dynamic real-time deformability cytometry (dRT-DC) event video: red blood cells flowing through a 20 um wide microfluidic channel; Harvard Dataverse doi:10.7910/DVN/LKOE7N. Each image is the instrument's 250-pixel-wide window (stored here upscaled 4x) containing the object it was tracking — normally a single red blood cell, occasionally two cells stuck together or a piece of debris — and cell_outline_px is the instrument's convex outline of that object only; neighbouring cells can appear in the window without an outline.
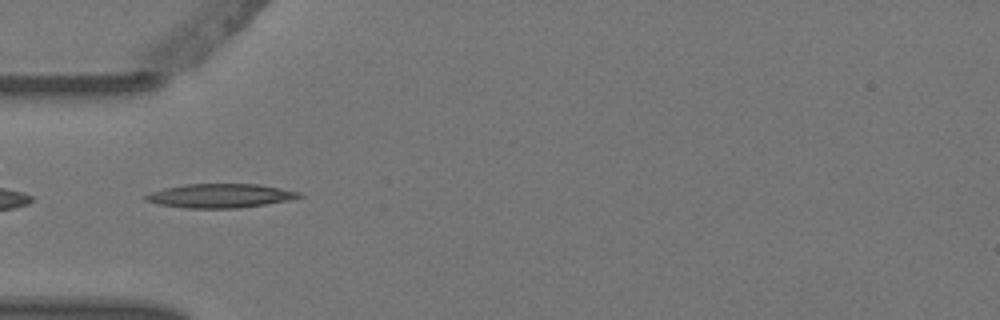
{"species": "Egyptian fruit bat (a non-hibernating species)", "species_latin": "Rousettus aegyptiacus", "temperature_condition": "warm", "stored_images_in_passage": 5, "camera_frame_rate_fps": 3000, "um_per_image_px": 0.085, "animal": {"sex": "female"}, "frame": {"image": 1, "passage_image": 1, "time_ms": 0.0, "image_size_px": [1000, 320], "cell_outline_px": [[304, 196], [288, 200], [264, 204], [236, 208], [188, 208], [160, 204], [144, 200], [144, 196], [152, 192], [164, 188], [184, 184], [260, 184], [300, 192]], "centroid_in_image_um": [18.72, 16.63], "position_along_channel_um": 66.3, "area_um2": 21.21}}
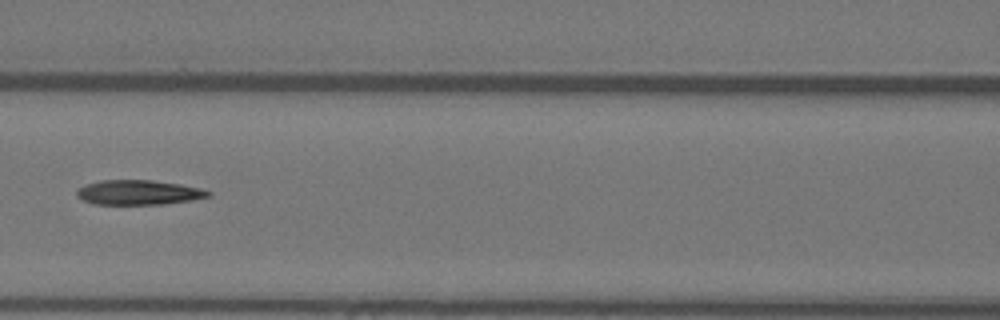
{"frame": {"image": 2, "passage_image": 3, "time_ms": 0.667, "image_size_px": [1000, 320], "cell_outline_px": [[212, 196], [192, 200], [164, 204], [96, 204], [84, 200], [76, 196], [76, 192], [84, 184], [100, 180], [152, 180], [180, 184], [204, 188], [212, 192]], "centroid_in_image_um": [11.83, 16.35], "position_along_channel_um": 154.8, "area_um2": 19.07}}
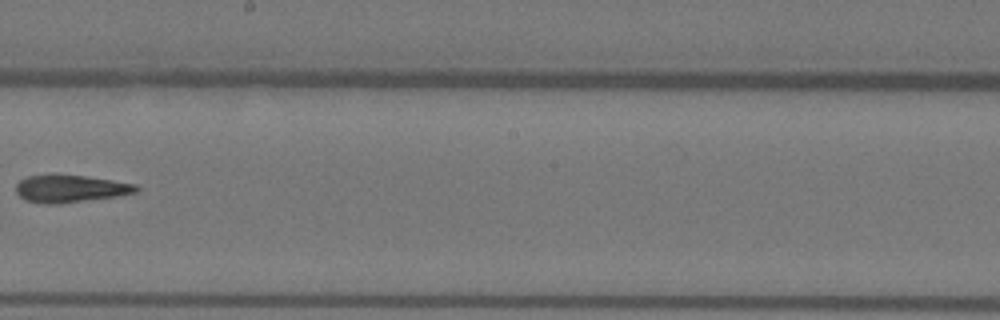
{"frame": {"image": 3, "passage_image": 5, "time_ms": 1.333, "image_size_px": [1000, 320], "cell_outline_px": [[140, 192], [120, 196], [60, 204], [44, 204], [24, 200], [16, 192], [16, 184], [20, 180], [28, 176], [84, 176], [112, 180], [136, 184], [140, 188]], "centroid_in_image_um": [6.04, 16.07], "position_along_channel_um": 242.2, "area_um2": 19.13}}